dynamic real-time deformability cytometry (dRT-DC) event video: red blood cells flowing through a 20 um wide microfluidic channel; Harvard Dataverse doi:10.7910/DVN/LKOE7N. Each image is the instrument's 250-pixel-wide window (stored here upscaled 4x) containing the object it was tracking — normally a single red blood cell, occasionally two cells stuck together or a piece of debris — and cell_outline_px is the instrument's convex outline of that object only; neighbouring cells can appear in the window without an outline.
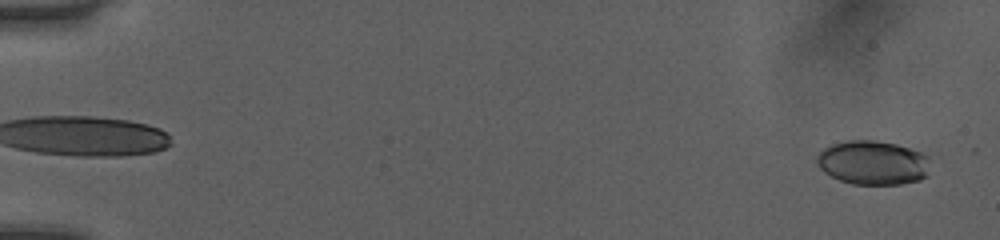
{"species": "human", "species_latin": "Homo sapiens", "temperature_condition": "room temperature", "stored_images_in_passage": 51, "camera_frame_rate_fps": 3000, "um_per_image_px": 0.085, "donor": {"sex": "female"}, "frame": {"image": 1, "passage_image": 2, "time_ms": 0.333, "image_size_px": [1000, 240], "cell_outline_px": [[928, 176], [920, 180], [900, 184], [852, 184], [840, 180], [824, 172], [816, 164], [816, 156], [824, 148], [832, 144], [848, 140], [876, 140], [896, 144], [920, 152], [928, 156]], "centroid_in_image_um": [74.18, 13.83], "position_along_channel_um": 10.8, "area_um2": 29.19}}
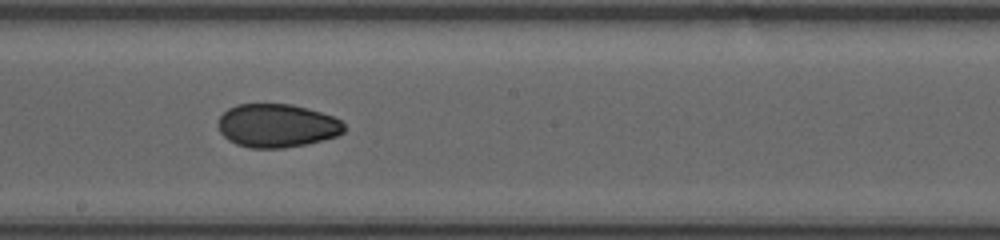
{"frame": {"image": 2, "passage_image": 30, "time_ms": 9.667, "image_size_px": [1000, 240], "cell_outline_px": [[344, 132], [336, 136], [304, 144], [284, 148], [248, 148], [236, 144], [228, 140], [220, 132], [220, 116], [228, 108], [236, 104], [292, 104], [308, 108], [332, 116], [340, 120], [344, 124]], "centroid_in_image_um": [23.53, 10.67], "position_along_channel_um": 224.7, "area_um2": 31.73}}
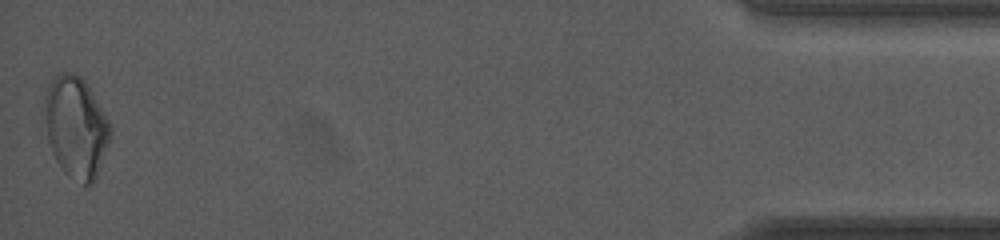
{"frame": {"image": 3, "passage_image": 51, "time_ms": 16.667, "image_size_px": [1000, 240], "cell_outline_px": [[112, 136], [96, 180], [92, 184], [84, 184], [68, 176], [64, 172], [56, 160], [52, 152], [48, 140], [44, 104], [44, 96], [52, 80], [60, 72], [72, 72], [80, 76], [84, 80], [112, 124]], "centroid_in_image_um": [6.49, 10.83], "position_along_channel_um": 428.7, "area_um2": 38.96}, "authors_computed_cell_mechanics": {"area_um2": 31.7322, "velocity_mm_per_s": 4.0983, "shape_relaxation_time_tau1_ms": 5.869, "shape_relaxation_time_tau2_ms": 2.7136, "deformation_change_tau1": 0.1078, "deformation_change_tau2": 0.0502}}